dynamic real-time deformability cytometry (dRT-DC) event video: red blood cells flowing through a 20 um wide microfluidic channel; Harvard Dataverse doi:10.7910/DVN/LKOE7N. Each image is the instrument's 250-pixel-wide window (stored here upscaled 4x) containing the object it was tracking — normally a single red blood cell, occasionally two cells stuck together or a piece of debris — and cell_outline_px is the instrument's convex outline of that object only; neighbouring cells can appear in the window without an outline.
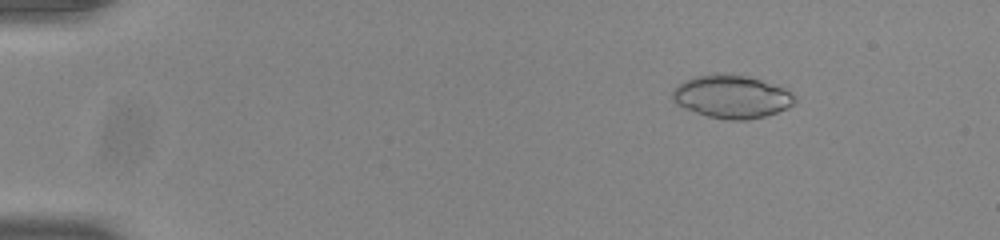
{"species": "common noctule bat (a hibernating species)", "species_latin": "Nyctalus noctula", "temperature_condition": "room temperature", "stored_images_in_passage": 54, "camera_frame_rate_fps": 3000, "um_per_image_px": 0.085, "animal": {"sex": "male", "body_mass_g": 20.0, "forearm_length_mm": 53.3}, "frame": {"image": 1, "passage_image": 8, "time_ms": 2.333, "image_size_px": [1000, 240], "cell_outline_px": [[796, 100], [792, 104], [776, 112], [764, 116], [748, 120], [728, 120], [708, 116], [684, 108], [676, 104], [672, 100], [672, 92], [684, 80], [696, 76], [716, 72], [748, 76], [780, 84], [796, 96]], "centroid_in_image_um": [62.21, 8.19], "position_along_channel_um": 22.8, "area_um2": 30.92}}